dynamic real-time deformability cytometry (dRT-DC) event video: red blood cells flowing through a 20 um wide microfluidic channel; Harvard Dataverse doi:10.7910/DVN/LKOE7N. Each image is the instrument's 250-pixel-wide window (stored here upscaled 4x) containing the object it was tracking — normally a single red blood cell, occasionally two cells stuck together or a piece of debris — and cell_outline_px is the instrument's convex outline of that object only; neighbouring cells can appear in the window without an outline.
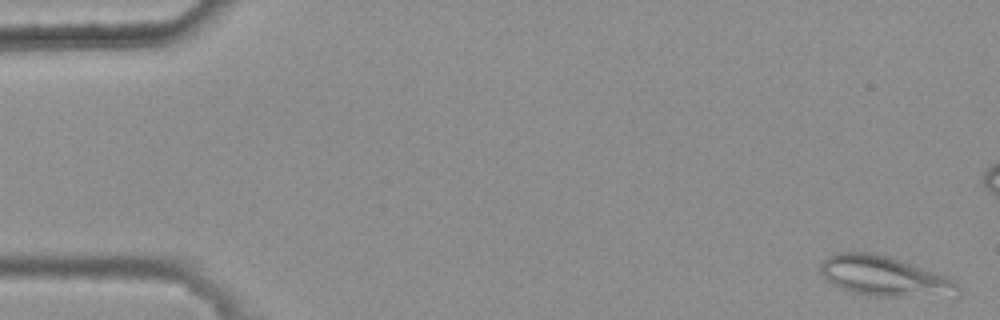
{"species": "common noctule bat (a hibernating species)", "species_latin": "Nyctalus noctula", "temperature_condition": "warm", "stored_images_in_passage": 46, "camera_frame_rate_fps": 3000, "um_per_image_px": 0.085, "animal": {"sex": "female", "body_mass_g": 25.1}, "frame": {"image": 1, "passage_image": 2, "time_ms": 0.333, "image_size_px": [1000, 320], "cell_outline_px": [[960, 288], [892, 296], [872, 296], [848, 292], [832, 284], [820, 272], [820, 264], [832, 252], [872, 252], [888, 256], [900, 260], [932, 272], [952, 280]], "centroid_in_image_um": [74.81, 23.39], "position_along_channel_um": 10.2, "area_um2": 29.88}}
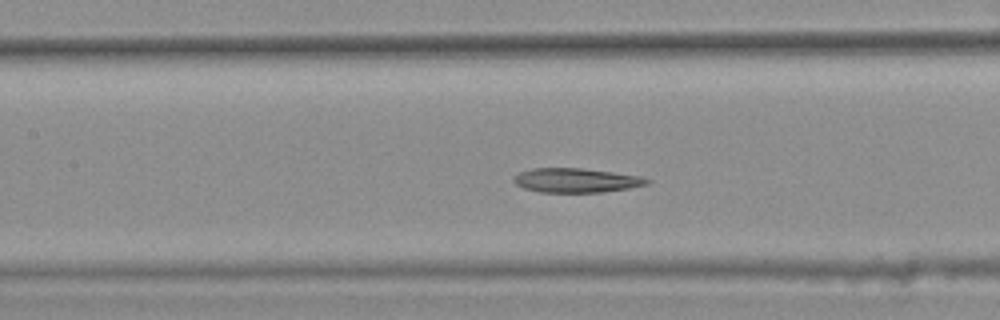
{"frame": {"image": 2, "passage_image": 25, "time_ms": 8.0, "image_size_px": [1000, 320], "cell_outline_px": [[652, 180], [648, 184], [628, 188], [604, 192], [540, 192], [524, 188], [516, 184], [512, 180], [512, 176], [520, 172], [532, 168], [580, 168], [612, 172], [640, 176]], "centroid_in_image_um": [48.95, 15.33], "position_along_channel_um": 158.5, "area_um2": 18.84}}
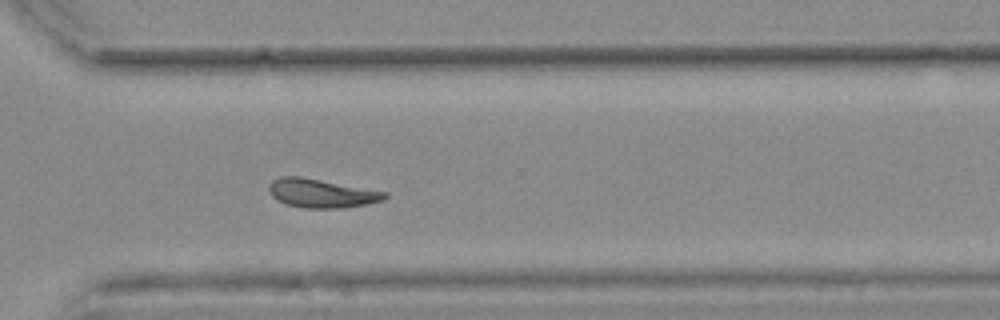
{"frame": {"image": 3, "passage_image": 40, "time_ms": 13.0, "image_size_px": [1000, 320], "cell_outline_px": [[388, 196], [384, 200], [368, 204], [344, 208], [304, 208], [288, 204], [272, 196], [268, 188], [268, 184], [272, 180], [280, 176], [300, 176], [388, 192]], "centroid_in_image_um": [27.35, 16.42], "position_along_channel_um": 343.2, "area_um2": 19.42}, "authors_computed_cell_mechanics": {"area_um2": 20.1722, "velocity_mm_per_s": 3.6942, "shape_relaxation_time_tau1_ms": null, "shape_relaxation_time_tau2_ms": 4.218, "deformation_change_tau1": null, "deformation_change_tau2": 0.1003}}